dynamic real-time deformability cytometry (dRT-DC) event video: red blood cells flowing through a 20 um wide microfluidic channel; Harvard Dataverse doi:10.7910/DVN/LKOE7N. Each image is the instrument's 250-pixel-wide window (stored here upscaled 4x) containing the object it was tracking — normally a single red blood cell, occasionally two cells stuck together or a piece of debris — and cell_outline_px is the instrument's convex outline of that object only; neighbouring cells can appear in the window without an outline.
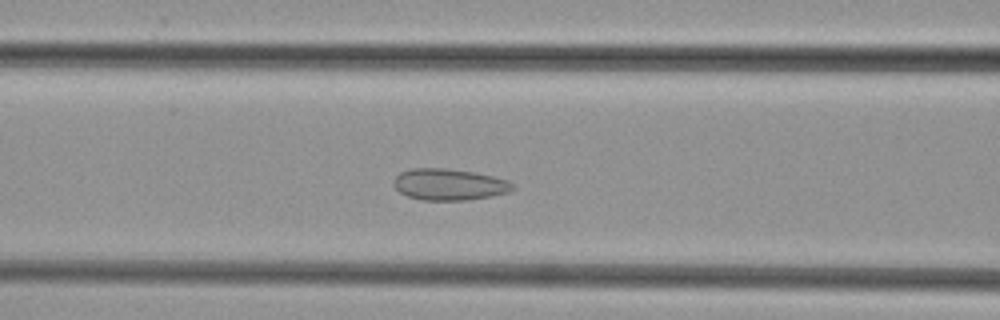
{"species": "common noctule bat (a hibernating species)", "species_latin": "Nyctalus noctula", "temperature_condition": "cold", "stored_images_in_passage": 44, "camera_frame_rate_fps": 3000, "um_per_image_px": 0.085, "animal": {"sex": "female", "body_mass_g": 29.2, "forearm_length_mm": 56.3}, "frame": {"image": 1, "passage_image": 15, "time_ms": 4.667, "image_size_px": [1000, 320], "cell_outline_px": [[516, 188], [508, 192], [468, 200], [424, 200], [408, 196], [400, 192], [392, 184], [396, 176], [400, 172], [412, 168], [444, 168], [472, 172], [492, 176], [508, 180]], "centroid_in_image_um": [38.16, 15.67], "position_along_channel_um": 128.4, "area_um2": 21.62}}
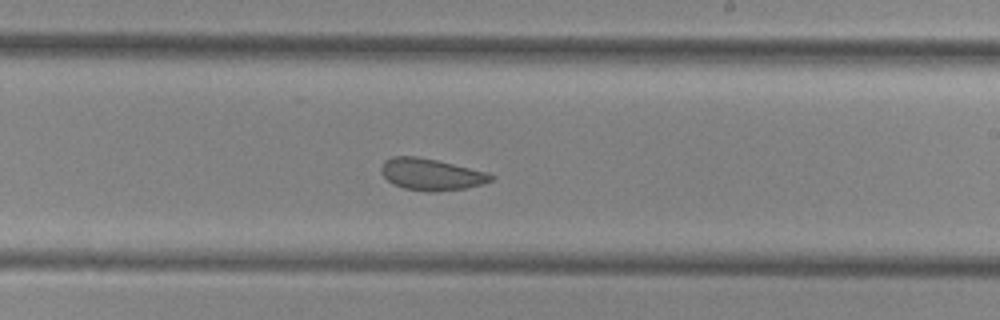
{"frame": {"image": 2, "passage_image": 24, "time_ms": 7.667, "image_size_px": [1000, 320], "cell_outline_px": [[496, 176], [492, 180], [484, 184], [464, 188], [436, 192], [428, 192], [404, 188], [392, 184], [380, 172], [380, 168], [384, 160], [392, 156], [416, 156], [436, 160], [488, 172]], "centroid_in_image_um": [36.64, 14.82], "position_along_channel_um": 252.4, "area_um2": 20.4}}
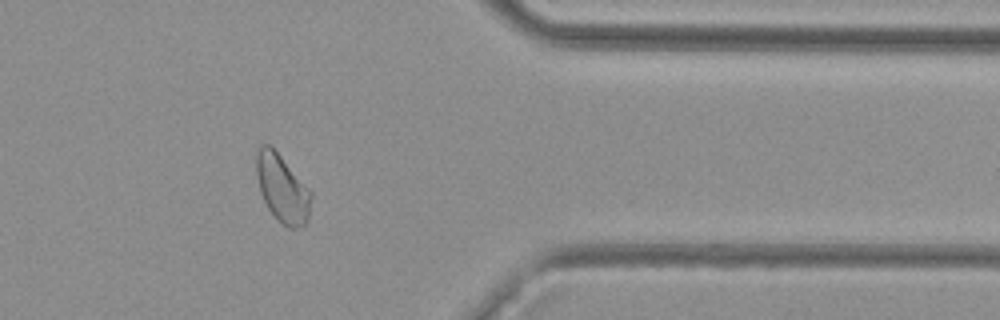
{"frame": {"image": 3, "passage_image": 35, "time_ms": 11.333, "image_size_px": [1000, 320], "cell_outline_px": [[312, 196], [308, 220], [304, 224], [296, 228], [288, 228], [268, 208], [260, 192], [256, 176], [256, 152], [260, 144], [268, 144], [280, 156], [312, 192]], "centroid_in_image_um": [23.98, 16.01], "position_along_channel_um": 387.4, "area_um2": 21.21}}